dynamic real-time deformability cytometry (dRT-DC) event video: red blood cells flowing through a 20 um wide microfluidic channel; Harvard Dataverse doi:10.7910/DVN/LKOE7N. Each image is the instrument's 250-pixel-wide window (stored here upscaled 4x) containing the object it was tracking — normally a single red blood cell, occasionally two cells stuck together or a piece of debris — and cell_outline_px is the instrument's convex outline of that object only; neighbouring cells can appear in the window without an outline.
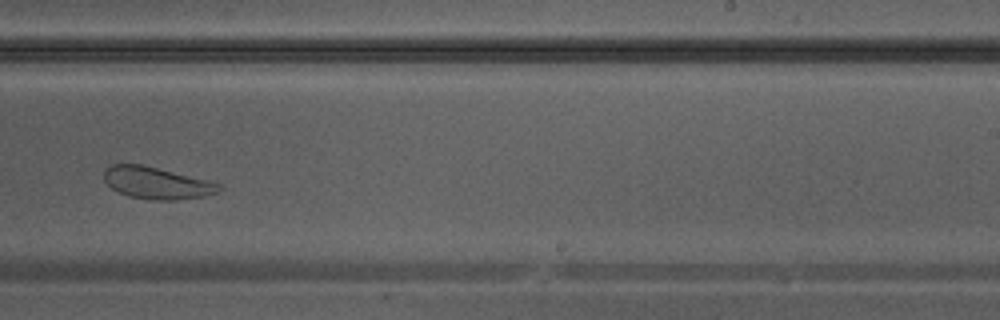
{"species": "Egyptian fruit bat (a non-hibernating species)", "species_latin": "Rousettus aegyptiacus", "temperature_condition": "warm", "stored_images_in_passage": 35, "camera_frame_rate_fps": 3000, "um_per_image_px": 0.085, "animal": {"sex": "male"}, "frame": {"image": 1, "passage_image": 20, "time_ms": 6.333, "image_size_px": [1000, 320], "cell_outline_px": [[224, 188], [216, 192], [204, 196], [176, 200], [152, 200], [128, 196], [112, 188], [104, 180], [104, 172], [112, 164], [140, 164], [208, 180], [220, 184]], "centroid_in_image_um": [13.33, 15.56], "position_along_channel_um": 275.7, "area_um2": 21.15}}